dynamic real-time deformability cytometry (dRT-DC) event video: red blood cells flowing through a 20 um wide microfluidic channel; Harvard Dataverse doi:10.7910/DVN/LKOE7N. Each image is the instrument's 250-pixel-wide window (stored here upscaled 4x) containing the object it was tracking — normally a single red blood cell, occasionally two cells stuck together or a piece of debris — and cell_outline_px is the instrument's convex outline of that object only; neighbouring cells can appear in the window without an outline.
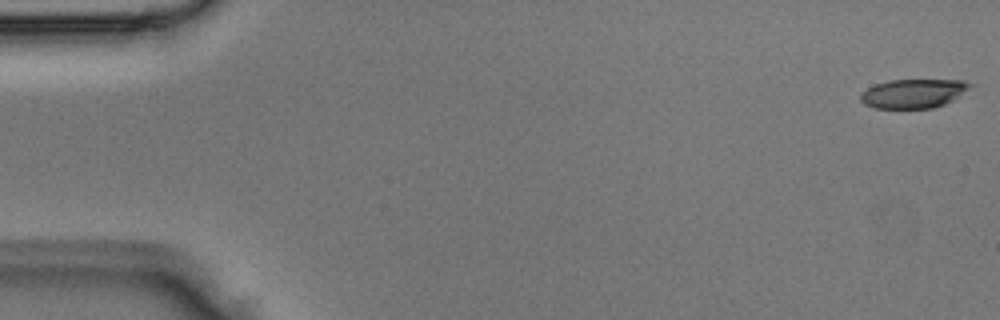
{"species": "Egyptian fruit bat (a non-hibernating species)", "species_latin": "Rousettus aegyptiacus", "temperature_condition": "room temperature", "stored_images_in_passage": 4, "camera_frame_rate_fps": 3000, "um_per_image_px": 0.085, "animal": {"sex": "male"}, "frame": {"image": 1, "passage_image": 1, "time_ms": 0.0, "image_size_px": [1000, 320], "cell_outline_px": [[976, 84], [952, 100], [944, 104], [932, 108], [876, 108], [864, 104], [860, 100], [860, 96], [868, 88], [876, 84], [888, 80], [964, 80]], "centroid_in_image_um": [77.67, 7.94], "position_along_channel_um": 7.3, "area_um2": 18.44}}